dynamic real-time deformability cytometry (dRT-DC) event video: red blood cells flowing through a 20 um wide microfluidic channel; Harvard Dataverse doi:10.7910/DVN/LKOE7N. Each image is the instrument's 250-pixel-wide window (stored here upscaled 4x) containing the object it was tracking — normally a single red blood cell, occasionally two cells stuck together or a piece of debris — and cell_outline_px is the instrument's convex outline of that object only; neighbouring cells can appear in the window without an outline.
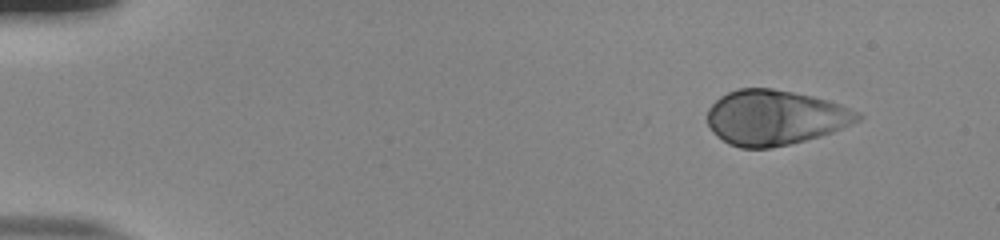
{"species": "human", "species_latin": "Homo sapiens", "temperature_condition": "room temperature", "stored_images_in_passage": 49, "camera_frame_rate_fps": 3000, "um_per_image_px": 0.085, "donor": {"sex": "male"}, "frame": {"image": 1, "passage_image": 1, "time_ms": 0.0, "image_size_px": [1000, 240], "cell_outline_px": [[864, 116], [860, 120], [852, 124], [832, 132], [820, 136], [772, 148], [740, 148], [728, 144], [716, 136], [712, 132], [708, 124], [708, 108], [720, 96], [728, 92], [740, 88], [772, 88], [812, 96], [840, 104], [860, 112]], "centroid_in_image_um": [65.87, 9.99], "position_along_channel_um": 19.1, "area_um2": 48.26}}
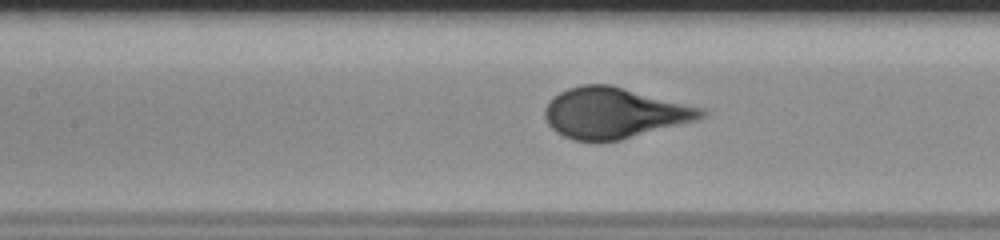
{"frame": {"image": 2, "passage_image": 21, "time_ms": 6.667, "image_size_px": [1000, 240], "cell_outline_px": [[708, 112], [704, 116], [696, 120], [620, 140], [576, 140], [564, 136], [556, 132], [548, 124], [544, 116], [544, 108], [560, 92], [568, 88], [580, 84], [608, 84], [704, 108]], "centroid_in_image_um": [52.2, 9.59], "position_along_channel_um": 155.2, "area_um2": 45.6}}
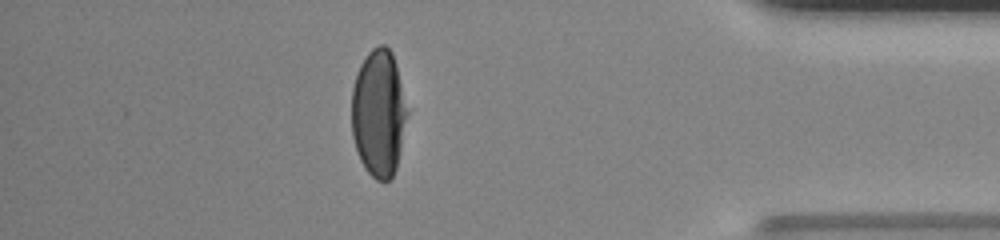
{"frame": {"image": 3, "passage_image": 43, "time_ms": 14.0, "image_size_px": [1000, 240], "cell_outline_px": [[408, 112], [396, 168], [392, 176], [388, 180], [376, 180], [364, 168], [360, 160], [352, 136], [352, 88], [360, 64], [368, 52], [372, 48], [380, 44], [384, 44], [392, 52]], "centroid_in_image_um": [32.17, 9.62], "position_along_channel_um": 403.0, "area_um2": 40.86}}